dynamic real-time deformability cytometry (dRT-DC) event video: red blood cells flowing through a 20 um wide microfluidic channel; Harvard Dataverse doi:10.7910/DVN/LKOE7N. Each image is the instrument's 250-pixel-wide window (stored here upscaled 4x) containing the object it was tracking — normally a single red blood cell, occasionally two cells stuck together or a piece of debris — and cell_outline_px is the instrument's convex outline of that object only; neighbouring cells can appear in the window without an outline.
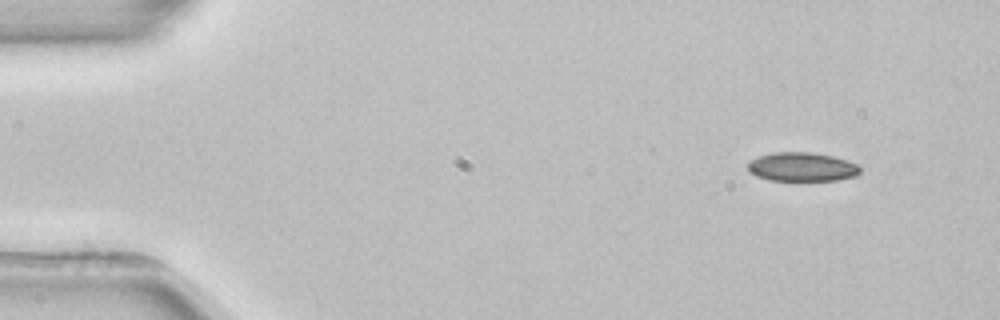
{"species": "common noctule bat (a hibernating species)", "species_latin": "Nyctalus noctula", "temperature_condition": "room temperature", "stored_images_in_passage": 3, "camera_frame_rate_fps": 3000, "um_per_image_px": 0.085, "animal": {"sex": "female", "body_mass_g": 22.7, "forearm_length_mm": 54.2}, "frame": {"image": 1, "passage_image": 1, "time_ms": 0.0, "image_size_px": [1000, 320], "cell_outline_px": [[860, 172], [856, 176], [836, 180], [768, 180], [756, 176], [748, 172], [748, 160], [772, 152], [812, 152], [832, 156], [848, 160], [856, 164], [860, 168]], "centroid_in_image_um": [68.14, 14.18], "position_along_channel_um": 16.9, "area_um2": 19.02}}